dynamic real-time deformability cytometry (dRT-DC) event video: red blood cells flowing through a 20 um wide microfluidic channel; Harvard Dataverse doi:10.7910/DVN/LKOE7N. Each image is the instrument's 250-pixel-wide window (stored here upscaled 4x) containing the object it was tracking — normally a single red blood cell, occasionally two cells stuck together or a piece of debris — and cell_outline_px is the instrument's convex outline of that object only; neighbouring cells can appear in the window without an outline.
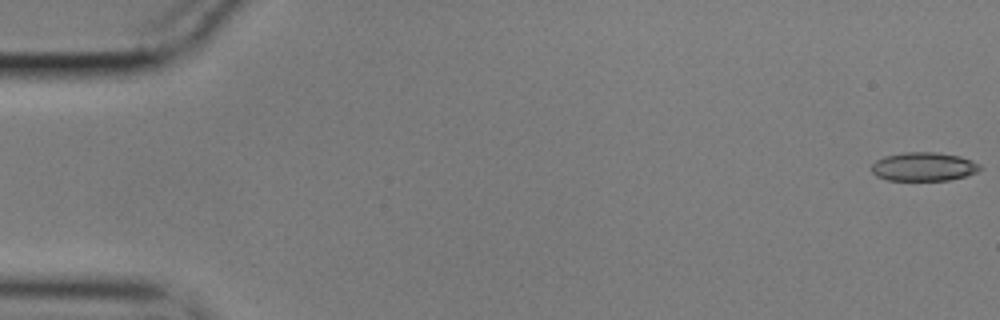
{"species": "common noctule bat (a hibernating species)", "species_latin": "Nyctalus noctula", "temperature_condition": "cold", "stored_images_in_passage": 57, "camera_frame_rate_fps": 3000, "um_per_image_px": 0.085, "animal": {"sex": "male", "body_mass_g": 17.9}, "frame": {"image": 1, "passage_image": 1, "time_ms": 0.0, "image_size_px": [1000, 320], "cell_outline_px": [[984, 168], [968, 176], [948, 180], [888, 180], [876, 176], [872, 172], [872, 164], [876, 160], [884, 156], [904, 152], [936, 152], [960, 156], [972, 160], [980, 164]], "centroid_in_image_um": [78.54, 14.16], "position_along_channel_um": 6.5, "area_um2": 18.32}}
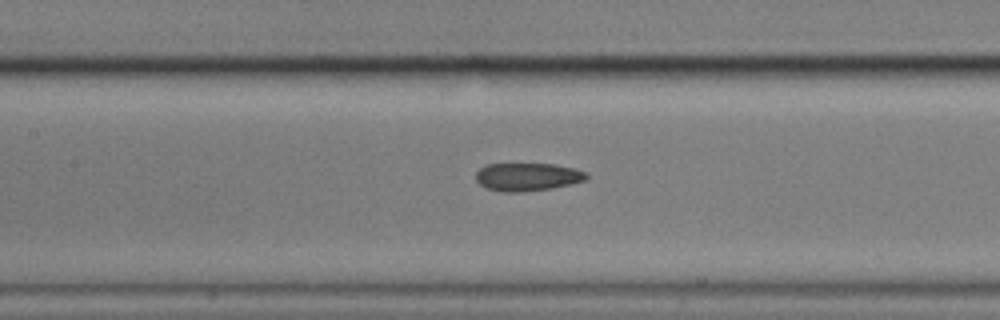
{"frame": {"image": 2, "passage_image": 26, "time_ms": 8.333, "image_size_px": [1000, 320], "cell_outline_px": [[588, 180], [572, 184], [552, 188], [520, 192], [504, 192], [488, 188], [480, 184], [476, 180], [476, 172], [480, 168], [488, 164], [556, 164], [588, 172]], "centroid_in_image_um": [44.88, 15.03], "position_along_channel_um": 162.5, "area_um2": 18.09}}
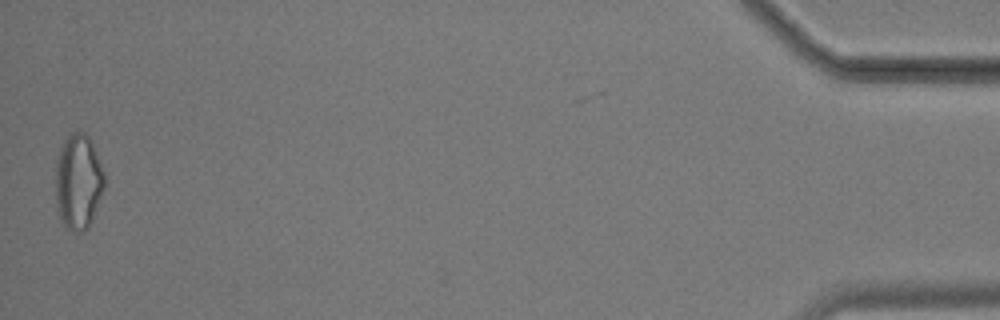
{"frame": {"image": 3, "passage_image": 56, "time_ms": 18.333, "image_size_px": [1000, 320], "cell_outline_px": [[104, 188], [88, 228], [80, 232], [72, 232], [60, 220], [56, 208], [56, 164], [60, 148], [68, 132], [84, 132], [88, 136], [92, 144], [104, 172]], "centroid_in_image_um": [6.63, 15.45], "position_along_channel_um": 428.6, "area_um2": 27.05}, "authors_computed_cell_mechanics": {"area_um2": 18.5538, "velocity_mm_per_s": 3.5692, "shape_relaxation_time_tau1_ms": null, "shape_relaxation_time_tau2_ms": 2.5689, "deformation_change_tau1": null, "deformation_change_tau2": 0.0992}}